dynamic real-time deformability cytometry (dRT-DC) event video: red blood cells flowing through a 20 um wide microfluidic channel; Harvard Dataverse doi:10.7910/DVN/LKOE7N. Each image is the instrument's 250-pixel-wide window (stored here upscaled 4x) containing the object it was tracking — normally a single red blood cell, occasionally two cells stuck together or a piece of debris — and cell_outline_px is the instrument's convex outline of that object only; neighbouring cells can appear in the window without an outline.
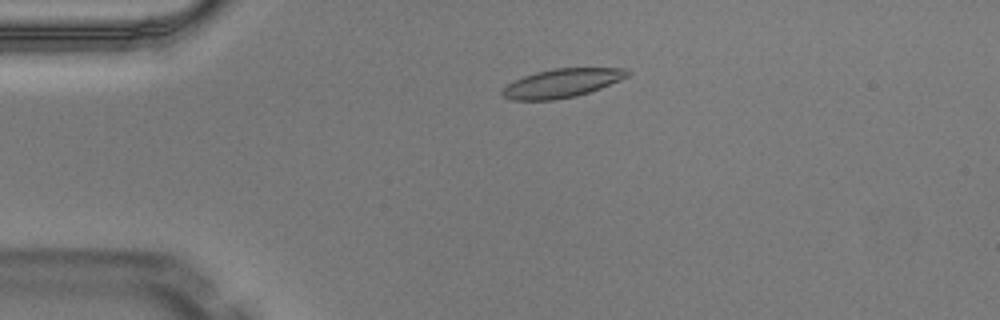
{"species": "Egyptian fruit bat (a non-hibernating species)", "species_latin": "Rousettus aegyptiacus", "temperature_condition": "warm", "stored_images_in_passage": 2, "camera_frame_rate_fps": 3000, "um_per_image_px": 0.085, "animal": {"sex": "male"}, "frame": {"image": 1, "passage_image": 2, "time_ms": 0.333, "image_size_px": [1000, 320], "cell_outline_px": [[632, 72], [628, 76], [620, 80], [600, 88], [576, 96], [552, 100], [512, 100], [504, 96], [500, 92], [508, 84], [524, 76], [536, 72], [552, 68], [628, 68]], "centroid_in_image_um": [47.79, 7.06], "position_along_channel_um": 37.2, "area_um2": 20.81}}